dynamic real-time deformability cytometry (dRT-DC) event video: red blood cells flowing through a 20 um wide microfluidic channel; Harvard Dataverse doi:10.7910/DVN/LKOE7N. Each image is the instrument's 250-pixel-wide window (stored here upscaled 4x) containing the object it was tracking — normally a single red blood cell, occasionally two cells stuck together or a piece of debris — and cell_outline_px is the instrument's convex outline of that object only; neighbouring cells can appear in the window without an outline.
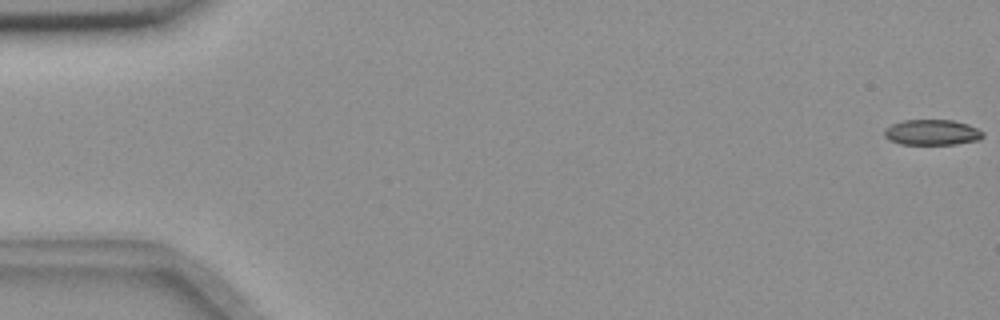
{"species": "common noctule bat (a hibernating species)", "species_latin": "Nyctalus noctula", "temperature_condition": "room temperature", "stored_images_in_passage": 52, "camera_frame_rate_fps": 3000, "um_per_image_px": 0.085, "animal": {"sex": "female", "body_mass_g": 18.4}, "frame": {"image": 1, "passage_image": 1, "time_ms": 0.0, "image_size_px": [1000, 320], "cell_outline_px": [[984, 136], [980, 140], [956, 144], [900, 144], [888, 140], [884, 136], [884, 128], [892, 124], [904, 120], [952, 120], [968, 124], [984, 132]], "centroid_in_image_um": [79.22, 11.25], "position_along_channel_um": 5.8, "area_um2": 14.8}}
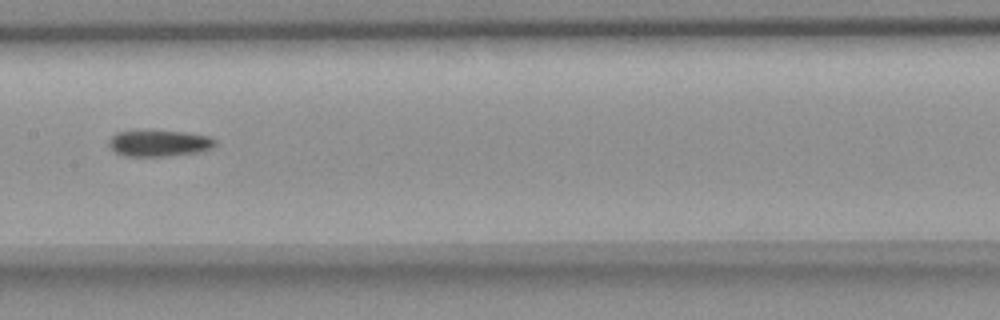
{"frame": {"image": 2, "passage_image": 29, "time_ms": 9.333, "image_size_px": [1000, 320], "cell_outline_px": [[216, 144], [212, 148], [200, 152], [164, 156], [124, 156], [116, 152], [108, 144], [108, 140], [116, 132], [184, 132], [208, 136], [216, 140]], "centroid_in_image_um": [13.54, 12.2], "position_along_channel_um": 193.9, "area_um2": 15.9}}
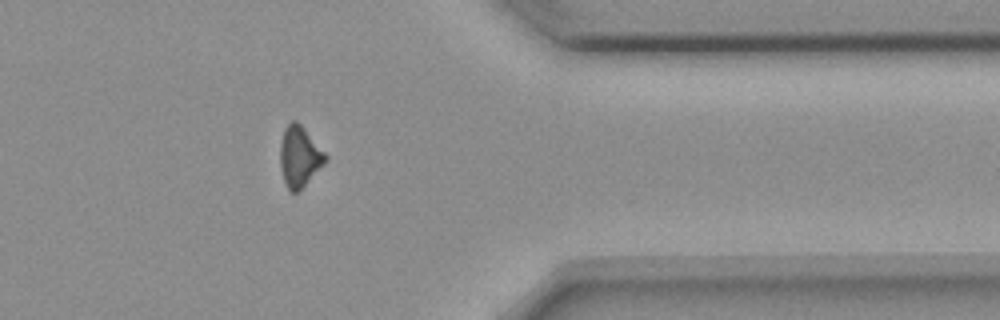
{"frame": {"image": 3, "passage_image": 46, "time_ms": 15.0, "image_size_px": [1000, 320], "cell_outline_px": [[328, 160], [296, 192], [292, 192], [288, 188], [284, 180], [280, 168], [280, 140], [284, 128], [292, 120], [296, 120], [304, 128], [328, 156]], "centroid_in_image_um": [25.44, 13.26], "position_along_channel_um": 386.0, "area_um2": 15.78}}